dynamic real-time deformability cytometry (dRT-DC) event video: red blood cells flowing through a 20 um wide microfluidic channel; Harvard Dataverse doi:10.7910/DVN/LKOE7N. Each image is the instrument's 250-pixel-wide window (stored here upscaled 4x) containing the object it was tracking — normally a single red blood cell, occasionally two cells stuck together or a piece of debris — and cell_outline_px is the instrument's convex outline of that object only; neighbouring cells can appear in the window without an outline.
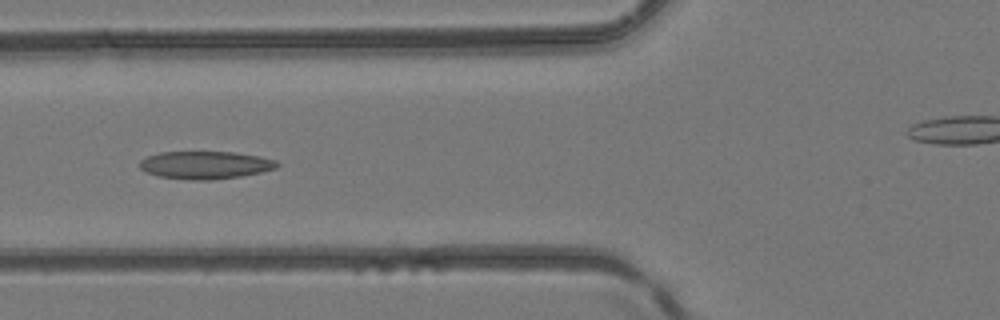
{"species": "common noctule bat (a hibernating species)", "species_latin": "Nyctalus noctula", "temperature_condition": "room temperature", "stored_images_in_passage": 5, "camera_frame_rate_fps": 3000, "um_per_image_px": 0.085, "animal": {"sex": "female", "body_mass_g": 24.6, "forearm_length_mm": 56.2}, "frame": {"image": 1, "passage_image": 5, "time_ms": 1.333, "image_size_px": [1000, 320], "cell_outline_px": [[280, 164], [276, 168], [260, 172], [240, 176], [212, 180], [192, 180], [156, 176], [140, 168], [140, 160], [148, 156], [160, 152], [236, 152], [260, 156], [276, 160]], "centroid_in_image_um": [17.46, 14.02], "position_along_channel_um": 108.3, "area_um2": 22.2}}